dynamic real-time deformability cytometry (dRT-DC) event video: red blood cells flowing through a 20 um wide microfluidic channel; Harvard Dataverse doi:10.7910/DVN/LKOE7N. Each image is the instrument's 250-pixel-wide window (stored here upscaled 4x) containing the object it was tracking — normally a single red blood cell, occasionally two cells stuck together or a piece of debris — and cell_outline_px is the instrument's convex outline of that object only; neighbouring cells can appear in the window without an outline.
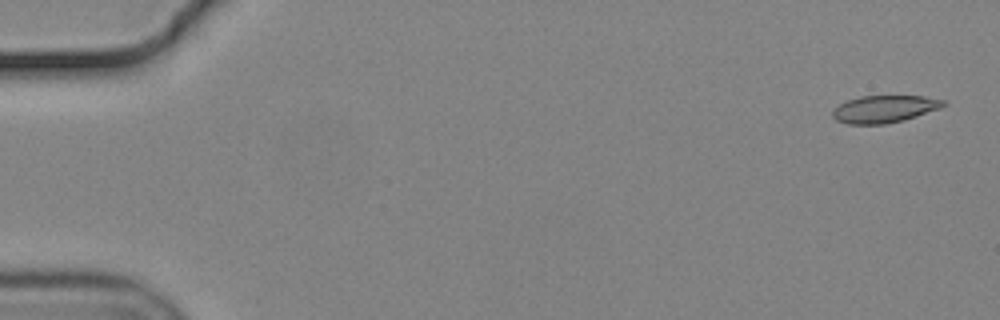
{"species": "common noctule bat (a hibernating species)", "species_latin": "Nyctalus noctula", "temperature_condition": "cold", "stored_images_in_passage": 56, "camera_frame_rate_fps": 3000, "um_per_image_px": 0.085, "animal": {"sex": "male", "body_mass_g": 19.2, "forearm_length_mm": 51.8}, "frame": {"image": 1, "passage_image": 2, "time_ms": 0.333, "image_size_px": [1000, 320], "cell_outline_px": [[948, 104], [940, 108], [904, 120], [884, 124], [848, 124], [836, 120], [832, 116], [832, 108], [848, 100], [860, 96], [924, 96], [948, 100]], "centroid_in_image_um": [75.19, 9.26], "position_along_channel_um": 9.8, "area_um2": 17.74}}
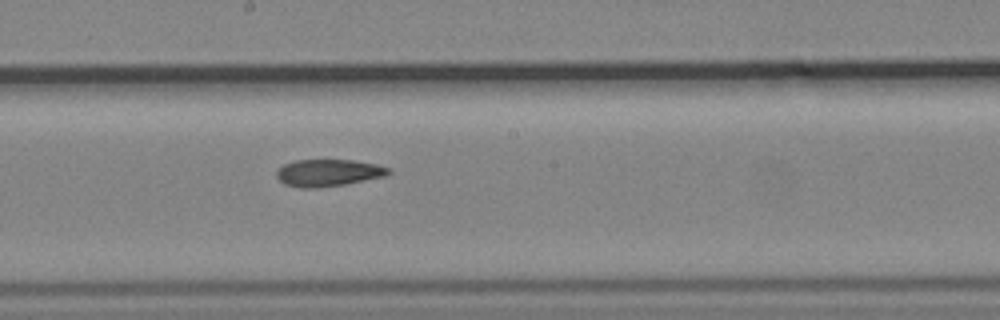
{"frame": {"image": 2, "passage_image": 31, "time_ms": 10.0, "image_size_px": [1000, 320], "cell_outline_px": [[392, 172], [388, 176], [344, 184], [316, 188], [300, 188], [284, 184], [276, 176], [276, 172], [284, 164], [296, 160], [352, 160], [376, 164], [392, 168]], "centroid_in_image_um": [27.95, 14.69], "position_along_channel_um": 220.3, "area_um2": 17.74}}
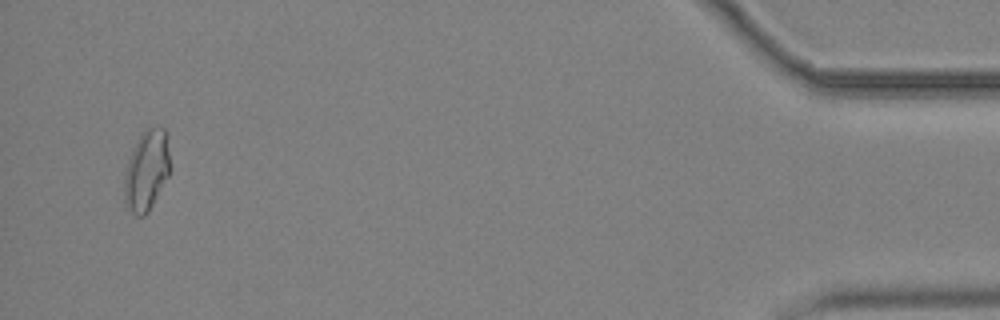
{"frame": {"image": 3, "passage_image": 54, "time_ms": 17.667, "image_size_px": [1000, 320], "cell_outline_px": [[168, 176], [148, 212], [144, 216], [136, 216], [124, 204], [124, 176], [128, 160], [132, 148], [144, 128], [164, 128], [168, 152]], "centroid_in_image_um": [12.41, 14.52], "position_along_channel_um": 422.8, "area_um2": 21.1}, "authors_computed_cell_mechanics": {"area_um2": 18.3226, "velocity_mm_per_s": 3.6765, "shape_relaxation_time_tau1_ms": null, "shape_relaxation_time_tau2_ms": 3.7606, "deformation_change_tau1": null, "deformation_change_tau2": 0.1065}}